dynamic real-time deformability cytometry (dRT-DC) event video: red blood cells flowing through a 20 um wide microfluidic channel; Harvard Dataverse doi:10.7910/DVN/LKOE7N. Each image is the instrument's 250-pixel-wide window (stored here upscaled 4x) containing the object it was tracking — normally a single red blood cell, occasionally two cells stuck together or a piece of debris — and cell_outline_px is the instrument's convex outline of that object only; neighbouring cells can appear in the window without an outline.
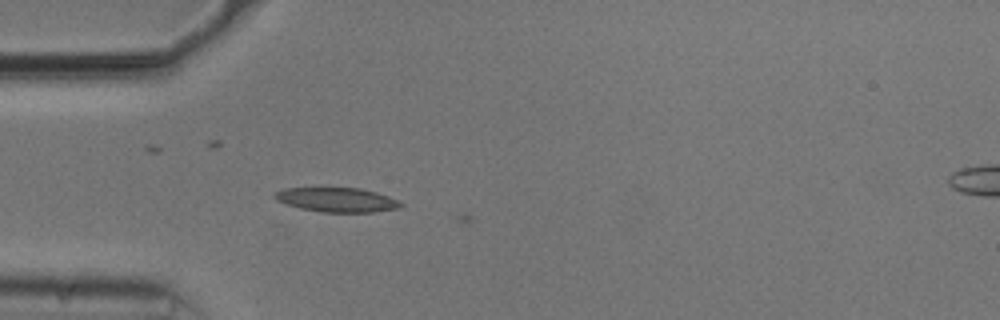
{"species": "common noctule bat (a hibernating species)", "species_latin": "Nyctalus noctula", "temperature_condition": "cold", "stored_images_in_passage": 3, "camera_frame_rate_fps": 3000, "um_per_image_px": 0.085, "animal": {"sex": "male", "body_mass_g": 20.5, "forearm_length_mm": 52.5}, "frame": {"image": 1, "passage_image": 2, "time_ms": 0.333, "image_size_px": [1000, 320], "cell_outline_px": [[404, 204], [400, 208], [372, 212], [324, 212], [300, 208], [276, 200], [272, 196], [276, 192], [284, 188], [360, 188], [376, 192], [388, 196]], "centroid_in_image_um": [28.64, 16.98], "position_along_channel_um": 56.4, "area_um2": 17.74}}